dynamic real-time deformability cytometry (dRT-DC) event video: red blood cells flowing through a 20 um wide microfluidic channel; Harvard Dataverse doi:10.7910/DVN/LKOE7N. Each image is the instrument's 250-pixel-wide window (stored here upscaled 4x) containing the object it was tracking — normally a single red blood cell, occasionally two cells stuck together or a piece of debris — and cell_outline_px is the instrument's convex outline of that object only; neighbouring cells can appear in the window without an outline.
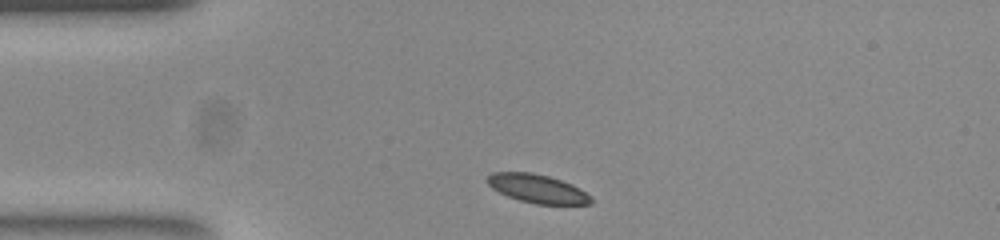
{"species": "common noctule bat (a hibernating species)", "species_latin": "Nyctalus noctula", "temperature_condition": "room temperature", "stored_images_in_passage": 34, "camera_frame_rate_fps": 3000, "um_per_image_px": 0.085, "animal": {"sex": "female", "body_mass_g": 23.0, "forearm_length_mm": 53.4}, "frame": {"image": 1, "passage_image": 1, "time_ms": 0.0, "image_size_px": [1000, 240], "cell_outline_px": [[592, 204], [536, 204], [520, 200], [508, 196], [492, 188], [488, 184], [488, 176], [492, 172], [532, 172], [548, 176], [572, 184], [592, 196]], "centroid_in_image_um": [45.7, 16.03], "position_along_channel_um": 39.3, "area_um2": 17.11}}
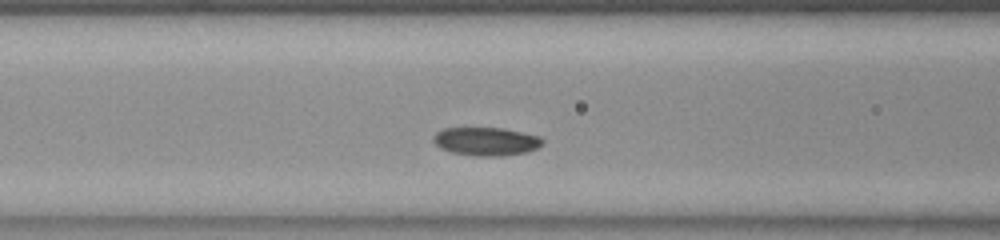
{"frame": {"image": 2, "passage_image": 10, "time_ms": 3.0, "image_size_px": [1000, 240], "cell_outline_px": [[544, 144], [536, 148], [524, 152], [500, 156], [476, 156], [452, 152], [440, 148], [432, 140], [432, 136], [436, 132], [444, 128], [504, 128], [540, 136], [544, 140]], "centroid_in_image_um": [41.31, 12.01], "position_along_channel_um": 125.3, "area_um2": 18.03}}
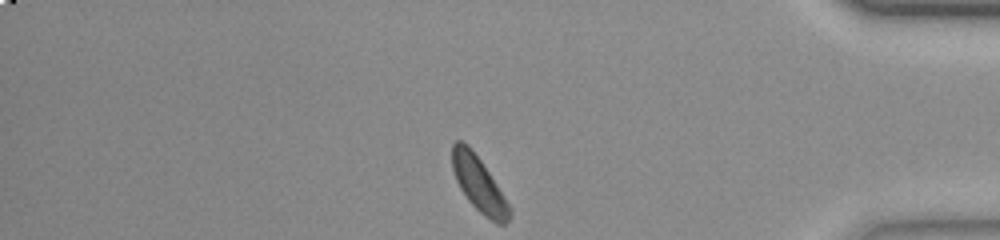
{"frame": {"image": 3, "passage_image": 34, "time_ms": 11.0, "image_size_px": [1000, 240], "cell_outline_px": [[512, 216], [504, 224], [496, 224], [484, 216], [468, 200], [460, 188], [456, 180], [452, 168], [452, 144], [456, 140], [460, 140], [468, 144], [472, 148], [512, 208]], "centroid_in_image_um": [40.71, 15.67], "position_along_channel_um": 394.5, "area_um2": 18.32}, "authors_computed_cell_mechanics": {"area_um2": 17.8313, "velocity_mm_per_s": 3.7895, "shape_relaxation_time_tau1_ms": null, "shape_relaxation_time_tau2_ms": 5.9725, "deformation_change_tau1": null, "deformation_change_tau2": 0.1104}}